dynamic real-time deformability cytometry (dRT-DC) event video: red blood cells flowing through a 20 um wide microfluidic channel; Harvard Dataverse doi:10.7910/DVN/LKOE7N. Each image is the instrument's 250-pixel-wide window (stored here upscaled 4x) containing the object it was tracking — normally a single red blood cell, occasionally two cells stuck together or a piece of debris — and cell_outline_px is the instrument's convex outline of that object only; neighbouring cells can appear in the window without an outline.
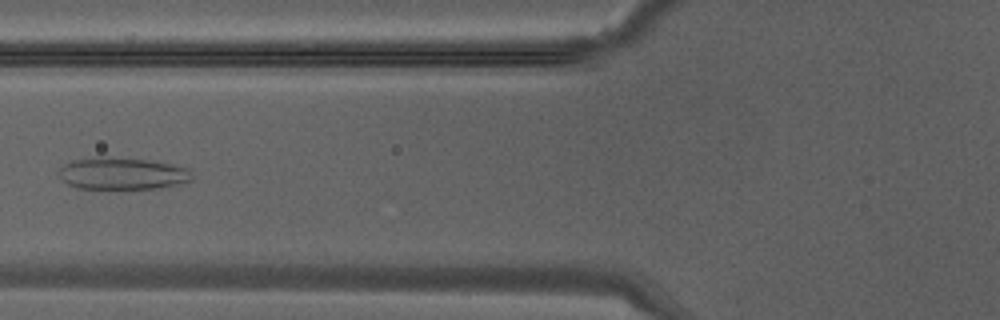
{"species": "Egyptian fruit bat (a non-hibernating species)", "species_latin": "Rousettus aegyptiacus", "temperature_condition": "warm", "stored_images_in_passage": 33, "camera_frame_rate_fps": 3000, "um_per_image_px": 0.085, "animal": {"sex": "male"}, "frame": {"image": 1, "passage_image": 10, "time_ms": 3.0, "image_size_px": [1000, 320], "cell_outline_px": [[192, 180], [180, 184], [160, 188], [76, 188], [68, 184], [56, 172], [64, 164], [72, 160], [148, 160], [172, 164], [188, 168], [192, 176]], "centroid_in_image_um": [10.45, 14.8], "position_along_channel_um": 115.4, "area_um2": 23.76}}
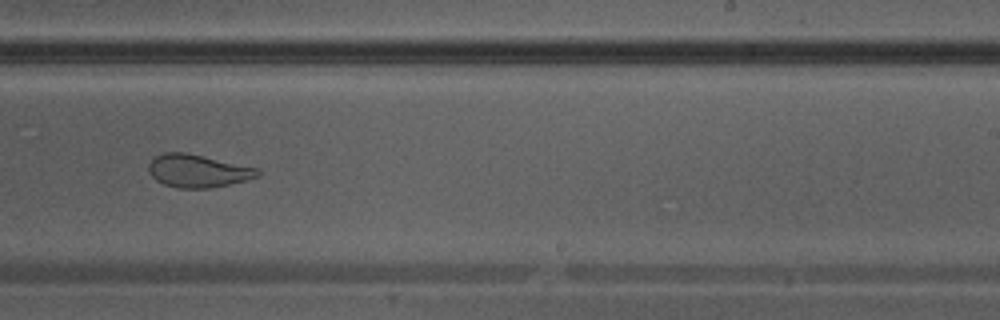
{"frame": {"image": 2, "passage_image": 19, "time_ms": 6.0, "image_size_px": [1000, 320], "cell_outline_px": [[260, 176], [212, 188], [176, 188], [164, 184], [156, 180], [148, 172], [148, 164], [156, 156], [164, 152], [184, 152], [260, 168]], "centroid_in_image_um": [16.81, 14.53], "position_along_channel_um": 272.2, "area_um2": 20.87}}
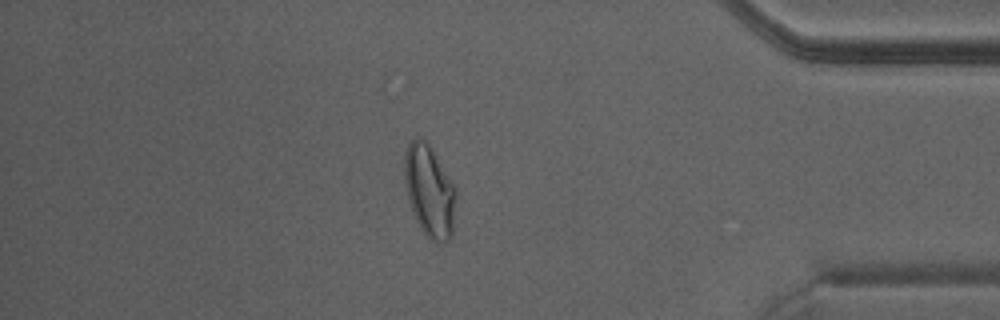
{"frame": {"image": 3, "passage_image": 28, "time_ms": 9.0, "image_size_px": [1000, 320], "cell_outline_px": [[456, 196], [452, 236], [448, 240], [436, 244], [420, 228], [416, 220], [408, 200], [404, 184], [404, 152], [408, 144], [416, 136], [420, 136], [432, 148], [456, 188]], "centroid_in_image_um": [36.49, 16.22], "position_along_channel_um": 398.7, "area_um2": 27.8}}